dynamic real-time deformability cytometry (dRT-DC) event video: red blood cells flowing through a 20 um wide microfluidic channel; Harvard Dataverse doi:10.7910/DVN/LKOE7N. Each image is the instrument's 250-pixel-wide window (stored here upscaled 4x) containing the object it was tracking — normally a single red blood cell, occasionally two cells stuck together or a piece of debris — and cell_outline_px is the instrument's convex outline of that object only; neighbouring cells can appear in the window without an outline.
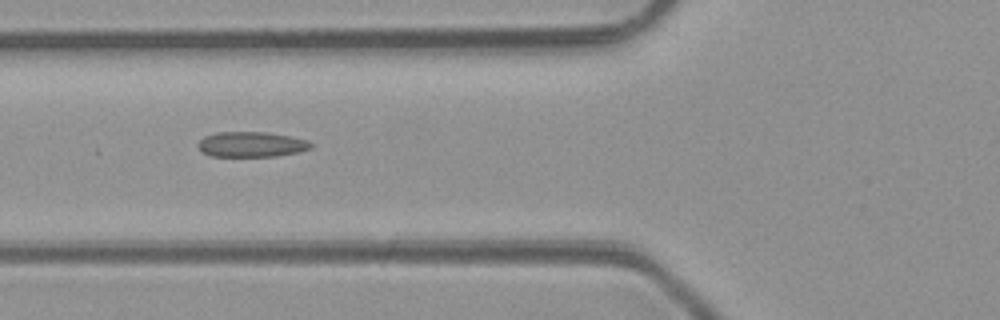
{"species": "common noctule bat (a hibernating species)", "species_latin": "Nyctalus noctula", "temperature_condition": "room temperature", "stored_images_in_passage": 7, "camera_frame_rate_fps": 3000, "um_per_image_px": 0.085, "animal": {"sex": "male", "body_mass_g": 23.1, "forearm_length_mm": 52.7}, "frame": {"image": 1, "passage_image": 6, "time_ms": 5.667, "image_size_px": [1000, 320], "cell_outline_px": [[312, 148], [296, 152], [276, 156], [212, 156], [204, 152], [196, 144], [204, 136], [216, 132], [268, 132], [308, 140], [312, 144]], "centroid_in_image_um": [21.36, 12.26], "position_along_channel_um": 104.4, "area_um2": 16.47}}
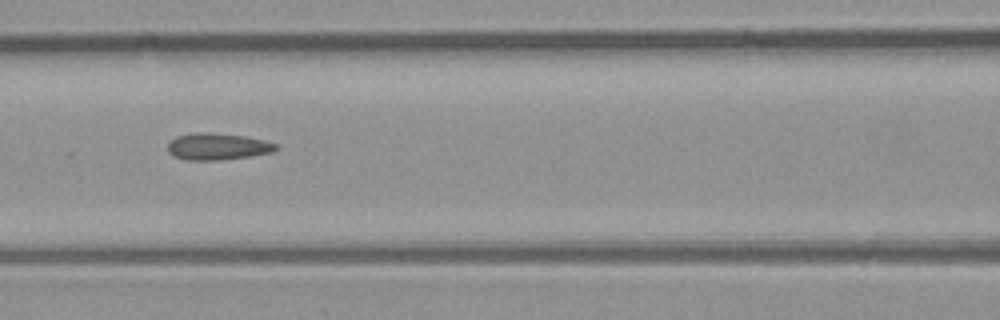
{"frame": {"image": 2, "passage_image": 7, "time_ms": 6.667, "image_size_px": [1000, 320], "cell_outline_px": [[280, 148], [272, 152], [252, 156], [220, 160], [184, 160], [172, 156], [168, 152], [168, 144], [176, 136], [196, 132], [204, 132], [244, 136], [264, 140], [276, 144]], "centroid_in_image_um": [18.48, 12.46], "position_along_channel_um": 148.1, "area_um2": 16.94}}